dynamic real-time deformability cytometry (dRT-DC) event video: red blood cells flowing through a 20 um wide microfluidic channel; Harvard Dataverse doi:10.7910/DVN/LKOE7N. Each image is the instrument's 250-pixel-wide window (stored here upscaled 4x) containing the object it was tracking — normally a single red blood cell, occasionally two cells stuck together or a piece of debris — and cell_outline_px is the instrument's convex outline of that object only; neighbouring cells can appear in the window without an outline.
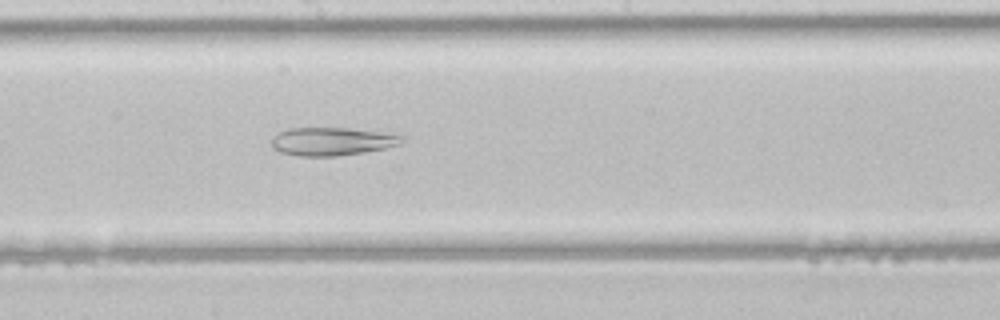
{"species": "common noctule bat (a hibernating species)", "species_latin": "Nyctalus noctula", "temperature_condition": "room temperature", "stored_images_in_passage": 31, "camera_frame_rate_fps": 3000, "um_per_image_px": 0.085, "animal": {"sex": "male", "body_mass_g": 21.5, "forearm_length_mm": 52.0}, "frame": {"image": 1, "passage_image": 14, "time_ms": 4.333, "image_size_px": [1000, 320], "cell_outline_px": [[404, 136], [400, 144], [384, 148], [336, 156], [300, 156], [280, 152], [272, 148], [272, 140], [280, 132], [288, 128], [348, 128]], "centroid_in_image_um": [28.16, 12.02], "position_along_channel_um": 220.0, "area_um2": 20.87}}
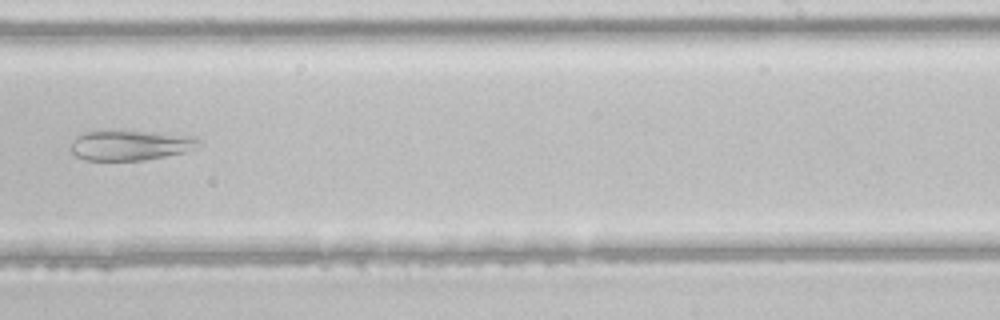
{"frame": {"image": 2, "passage_image": 18, "time_ms": 5.667, "image_size_px": [1000, 320], "cell_outline_px": [[200, 144], [196, 148], [184, 152], [144, 160], [84, 160], [76, 156], [72, 152], [72, 144], [76, 136], [84, 132], [120, 128], [164, 132], [196, 136], [200, 140]], "centroid_in_image_um": [11.11, 12.29], "position_along_channel_um": 277.9, "area_um2": 23.35}}